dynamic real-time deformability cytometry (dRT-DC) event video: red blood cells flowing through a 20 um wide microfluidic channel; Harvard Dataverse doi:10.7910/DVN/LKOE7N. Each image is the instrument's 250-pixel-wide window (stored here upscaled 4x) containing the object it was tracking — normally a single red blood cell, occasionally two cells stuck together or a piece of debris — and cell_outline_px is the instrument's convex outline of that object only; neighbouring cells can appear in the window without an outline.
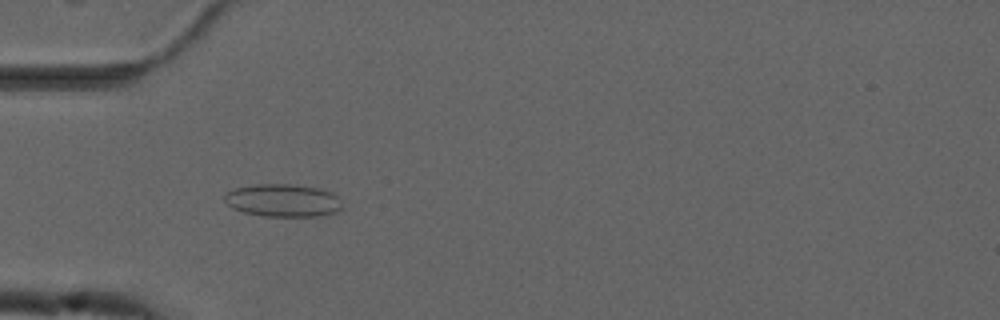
{"species": "common noctule bat (a hibernating species)", "species_latin": "Nyctalus noctula", "temperature_condition": "cold", "stored_images_in_passage": 54, "camera_frame_rate_fps": 3000, "um_per_image_px": 0.085, "animal": {"sex": "male", "forearm_length_mm": 52.5}, "frame": {"image": 1, "passage_image": 16, "time_ms": 5.0, "image_size_px": [1000, 320], "cell_outline_px": [[340, 208], [336, 212], [316, 216], [260, 216], [244, 212], [232, 208], [224, 200], [224, 196], [228, 192], [236, 188], [256, 184], [292, 184], [320, 188], [332, 192], [336, 196]], "centroid_in_image_um": [24.01, 17.03], "position_along_channel_um": 61.0, "area_um2": 22.25}}
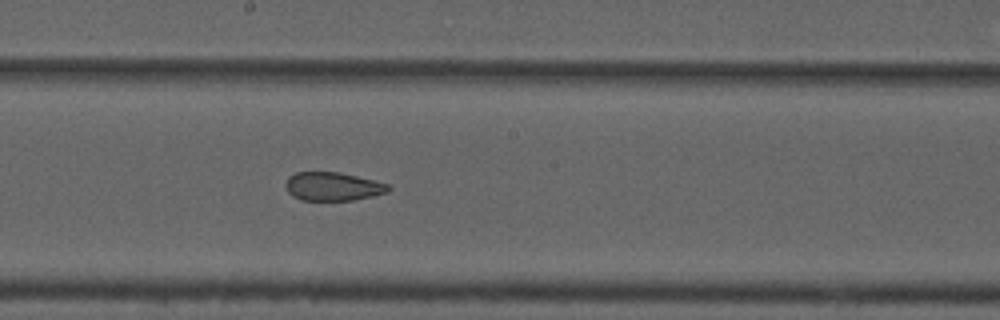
{"frame": {"image": 2, "passage_image": 29, "time_ms": 9.333, "image_size_px": [1000, 320], "cell_outline_px": [[392, 188], [388, 192], [372, 196], [352, 200], [300, 200], [292, 196], [288, 192], [284, 184], [288, 176], [296, 172], [340, 172], [388, 184]], "centroid_in_image_um": [28.26, 15.85], "position_along_channel_um": 219.9, "area_um2": 17.11}}
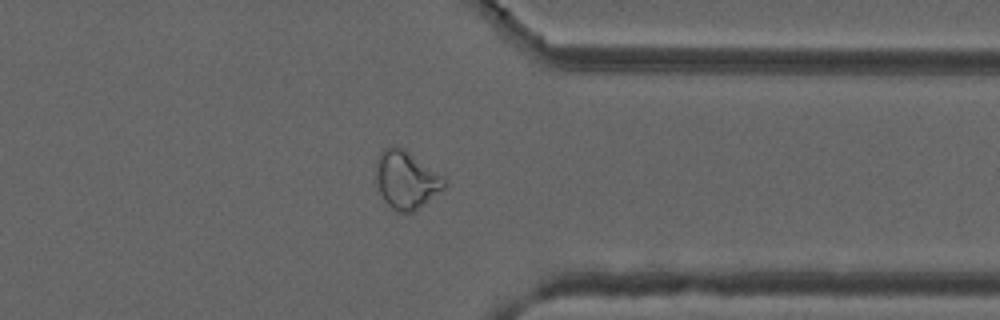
{"frame": {"image": 3, "passage_image": 42, "time_ms": 13.667, "image_size_px": [1000, 320], "cell_outline_px": [[448, 184], [444, 188], [412, 212], [396, 212], [384, 200], [380, 192], [376, 180], [376, 160], [380, 152], [384, 148], [404, 148], [444, 176]], "centroid_in_image_um": [34.53, 15.28], "position_along_channel_um": 376.9, "area_um2": 22.77}, "authors_computed_cell_mechanics": {"area_um2": 23.0333, "velocity_mm_per_s": 3.7309, "shape_relaxation_time_tau1_ms": null, "shape_relaxation_time_tau2_ms": 1.5925, "deformation_change_tau1": null, "deformation_change_tau2": 0.0715}}